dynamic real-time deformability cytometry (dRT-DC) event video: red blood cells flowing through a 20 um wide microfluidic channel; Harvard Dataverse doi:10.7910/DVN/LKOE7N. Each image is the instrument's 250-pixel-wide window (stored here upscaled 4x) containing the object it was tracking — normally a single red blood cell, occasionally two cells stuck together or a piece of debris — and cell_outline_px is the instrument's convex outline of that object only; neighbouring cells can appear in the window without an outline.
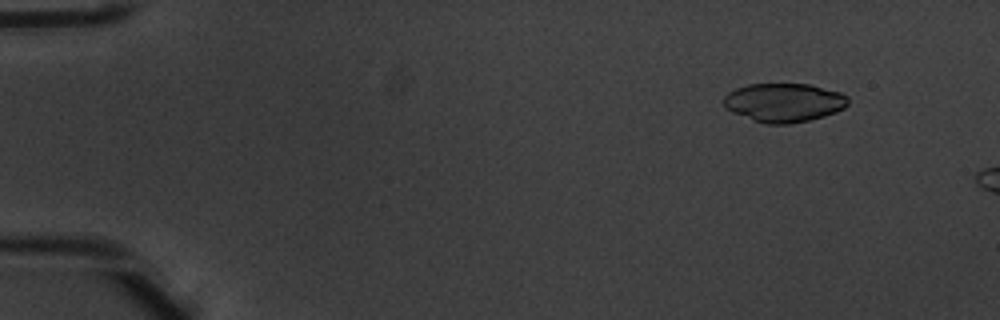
{"species": "common noctule bat (a hibernating species)", "species_latin": "Nyctalus noctula", "temperature_condition": "warm", "stored_images_in_passage": 5, "camera_frame_rate_fps": 3000, "um_per_image_px": 0.085, "animal": {"sex": "male", "body_mass_g": 20.1, "forearm_length_mm": 53.5}, "frame": {"image": 1, "passage_image": 2, "time_ms": 0.333, "image_size_px": [1000, 320], "cell_outline_px": [[848, 104], [844, 108], [836, 112], [824, 116], [808, 120], [788, 124], [768, 124], [752, 120], [732, 112], [724, 108], [724, 96], [728, 92], [736, 88], [748, 84], [812, 84], [840, 92], [848, 96]], "centroid_in_image_um": [66.63, 8.71], "position_along_channel_um": 18.4, "area_um2": 28.26}}